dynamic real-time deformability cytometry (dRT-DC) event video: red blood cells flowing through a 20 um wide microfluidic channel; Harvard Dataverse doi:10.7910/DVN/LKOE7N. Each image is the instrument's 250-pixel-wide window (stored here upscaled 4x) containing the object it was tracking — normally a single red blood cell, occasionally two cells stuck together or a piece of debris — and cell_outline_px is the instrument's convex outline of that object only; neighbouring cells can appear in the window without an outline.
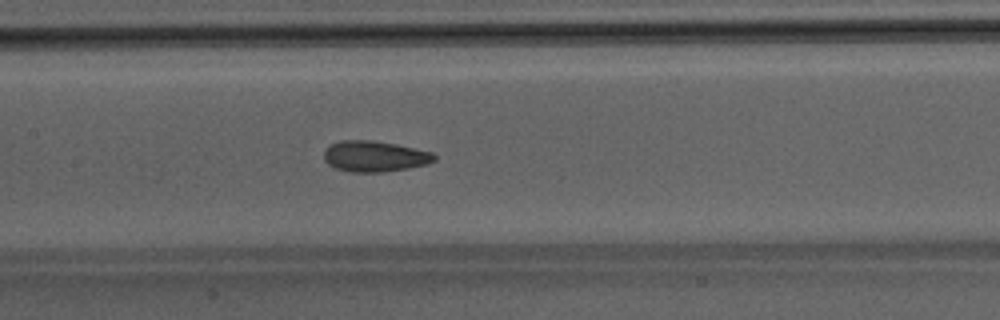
{"species": "Egyptian fruit bat (a non-hibernating species)", "species_latin": "Rousettus aegyptiacus", "temperature_condition": "room temperature", "stored_images_in_passage": 44, "camera_frame_rate_fps": 3000, "um_per_image_px": 0.085, "animal": {"sex": "male"}, "frame": {"image": 1, "passage_image": 19, "time_ms": 6.0, "image_size_px": [1000, 320], "cell_outline_px": [[436, 160], [428, 164], [408, 168], [384, 172], [352, 172], [336, 168], [328, 164], [324, 160], [324, 152], [332, 144], [340, 140], [372, 140], [396, 144], [432, 152], [436, 156]], "centroid_in_image_um": [31.86, 13.29], "position_along_channel_um": 175.5, "area_um2": 19.83}}
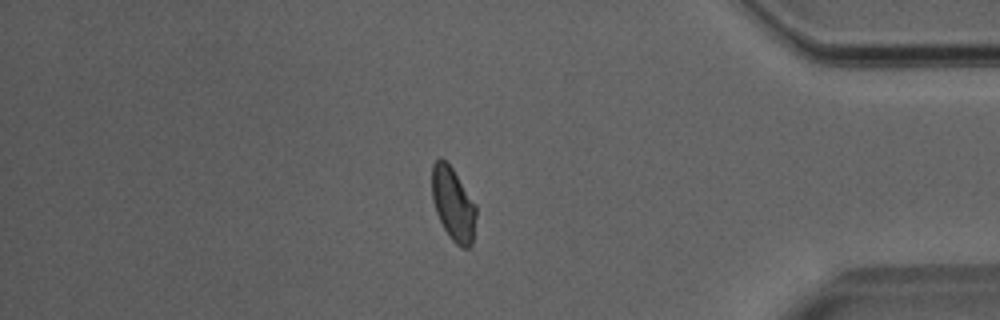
{"frame": {"image": 2, "passage_image": 37, "time_ms": 12.0, "image_size_px": [1000, 320], "cell_outline_px": [[476, 216], [472, 244], [468, 248], [460, 248], [452, 240], [444, 228], [436, 212], [432, 200], [432, 164], [440, 156], [452, 168], [476, 204]], "centroid_in_image_um": [38.52, 17.35], "position_along_channel_um": 396.7, "area_um2": 18.84}}
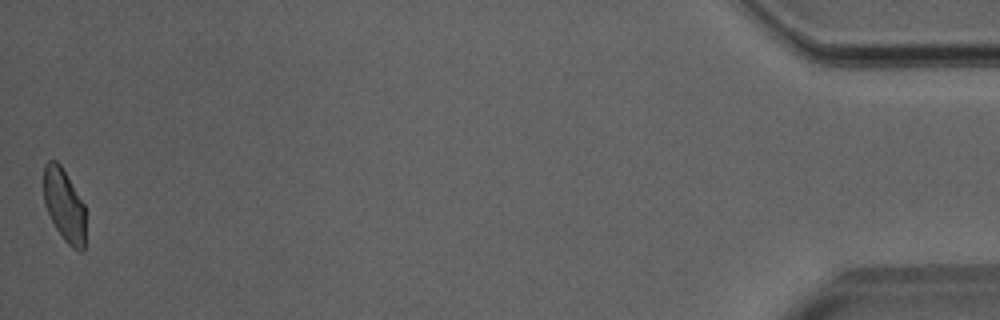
{"frame": {"image": 3, "passage_image": 44, "time_ms": 14.333, "image_size_px": [1000, 320], "cell_outline_px": [[84, 252], [80, 252], [72, 248], [64, 240], [56, 228], [44, 204], [44, 164], [48, 160], [56, 160], [60, 164], [84, 204]], "centroid_in_image_um": [5.45, 17.45], "position_along_channel_um": 429.8, "area_um2": 17.57}}